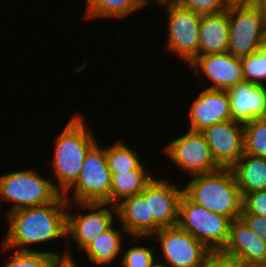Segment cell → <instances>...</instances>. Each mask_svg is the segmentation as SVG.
Returning a JSON list of instances; mask_svg holds the SVG:
<instances>
[{
  "mask_svg": "<svg viewBox=\"0 0 266 267\" xmlns=\"http://www.w3.org/2000/svg\"><path fill=\"white\" fill-rule=\"evenodd\" d=\"M52 181V177L44 178L36 169H22L0 175V205L2 200L14 203L7 214L52 202L61 194Z\"/></svg>",
  "mask_w": 266,
  "mask_h": 267,
  "instance_id": "cell-5",
  "label": "cell"
},
{
  "mask_svg": "<svg viewBox=\"0 0 266 267\" xmlns=\"http://www.w3.org/2000/svg\"><path fill=\"white\" fill-rule=\"evenodd\" d=\"M194 74H203L210 81L208 89L228 91L244 81L241 58L229 52L197 56L189 65Z\"/></svg>",
  "mask_w": 266,
  "mask_h": 267,
  "instance_id": "cell-14",
  "label": "cell"
},
{
  "mask_svg": "<svg viewBox=\"0 0 266 267\" xmlns=\"http://www.w3.org/2000/svg\"><path fill=\"white\" fill-rule=\"evenodd\" d=\"M205 267H250L239 258L220 251H210Z\"/></svg>",
  "mask_w": 266,
  "mask_h": 267,
  "instance_id": "cell-31",
  "label": "cell"
},
{
  "mask_svg": "<svg viewBox=\"0 0 266 267\" xmlns=\"http://www.w3.org/2000/svg\"><path fill=\"white\" fill-rule=\"evenodd\" d=\"M83 117L80 114L71 117L54 140L51 165L58 182L55 188L61 194L77 180L87 152L97 142Z\"/></svg>",
  "mask_w": 266,
  "mask_h": 267,
  "instance_id": "cell-3",
  "label": "cell"
},
{
  "mask_svg": "<svg viewBox=\"0 0 266 267\" xmlns=\"http://www.w3.org/2000/svg\"><path fill=\"white\" fill-rule=\"evenodd\" d=\"M212 156L220 168H231L245 153L243 123L233 119L201 131Z\"/></svg>",
  "mask_w": 266,
  "mask_h": 267,
  "instance_id": "cell-12",
  "label": "cell"
},
{
  "mask_svg": "<svg viewBox=\"0 0 266 267\" xmlns=\"http://www.w3.org/2000/svg\"><path fill=\"white\" fill-rule=\"evenodd\" d=\"M228 16L230 54L243 58L266 45V8L257 4H231Z\"/></svg>",
  "mask_w": 266,
  "mask_h": 267,
  "instance_id": "cell-4",
  "label": "cell"
},
{
  "mask_svg": "<svg viewBox=\"0 0 266 267\" xmlns=\"http://www.w3.org/2000/svg\"><path fill=\"white\" fill-rule=\"evenodd\" d=\"M231 4H257V0H228Z\"/></svg>",
  "mask_w": 266,
  "mask_h": 267,
  "instance_id": "cell-34",
  "label": "cell"
},
{
  "mask_svg": "<svg viewBox=\"0 0 266 267\" xmlns=\"http://www.w3.org/2000/svg\"><path fill=\"white\" fill-rule=\"evenodd\" d=\"M136 150L118 140L106 147V159L111 174L124 173L137 169L143 162Z\"/></svg>",
  "mask_w": 266,
  "mask_h": 267,
  "instance_id": "cell-24",
  "label": "cell"
},
{
  "mask_svg": "<svg viewBox=\"0 0 266 267\" xmlns=\"http://www.w3.org/2000/svg\"><path fill=\"white\" fill-rule=\"evenodd\" d=\"M229 35L228 9L202 15L199 25V56L228 52Z\"/></svg>",
  "mask_w": 266,
  "mask_h": 267,
  "instance_id": "cell-19",
  "label": "cell"
},
{
  "mask_svg": "<svg viewBox=\"0 0 266 267\" xmlns=\"http://www.w3.org/2000/svg\"><path fill=\"white\" fill-rule=\"evenodd\" d=\"M111 177L106 148L96 142L87 152L77 180L62 195L68 203L110 204Z\"/></svg>",
  "mask_w": 266,
  "mask_h": 267,
  "instance_id": "cell-6",
  "label": "cell"
},
{
  "mask_svg": "<svg viewBox=\"0 0 266 267\" xmlns=\"http://www.w3.org/2000/svg\"><path fill=\"white\" fill-rule=\"evenodd\" d=\"M142 163L137 169L111 174L110 205H116L123 199L140 194L155 178ZM147 169V170H146Z\"/></svg>",
  "mask_w": 266,
  "mask_h": 267,
  "instance_id": "cell-22",
  "label": "cell"
},
{
  "mask_svg": "<svg viewBox=\"0 0 266 267\" xmlns=\"http://www.w3.org/2000/svg\"><path fill=\"white\" fill-rule=\"evenodd\" d=\"M67 208L68 201L60 194L52 202L7 213V234L0 243L2 252L36 251L29 246L44 245L58 238H66Z\"/></svg>",
  "mask_w": 266,
  "mask_h": 267,
  "instance_id": "cell-1",
  "label": "cell"
},
{
  "mask_svg": "<svg viewBox=\"0 0 266 267\" xmlns=\"http://www.w3.org/2000/svg\"><path fill=\"white\" fill-rule=\"evenodd\" d=\"M242 212L266 217V190L255 191L243 198Z\"/></svg>",
  "mask_w": 266,
  "mask_h": 267,
  "instance_id": "cell-30",
  "label": "cell"
},
{
  "mask_svg": "<svg viewBox=\"0 0 266 267\" xmlns=\"http://www.w3.org/2000/svg\"><path fill=\"white\" fill-rule=\"evenodd\" d=\"M131 248H122V260L119 261L122 267H156V252L148 246H130ZM124 252V253H123Z\"/></svg>",
  "mask_w": 266,
  "mask_h": 267,
  "instance_id": "cell-28",
  "label": "cell"
},
{
  "mask_svg": "<svg viewBox=\"0 0 266 267\" xmlns=\"http://www.w3.org/2000/svg\"><path fill=\"white\" fill-rule=\"evenodd\" d=\"M240 218L266 243V217L249 212H242Z\"/></svg>",
  "mask_w": 266,
  "mask_h": 267,
  "instance_id": "cell-32",
  "label": "cell"
},
{
  "mask_svg": "<svg viewBox=\"0 0 266 267\" xmlns=\"http://www.w3.org/2000/svg\"><path fill=\"white\" fill-rule=\"evenodd\" d=\"M222 251L250 267L266 261V243L241 218L231 221L229 238Z\"/></svg>",
  "mask_w": 266,
  "mask_h": 267,
  "instance_id": "cell-16",
  "label": "cell"
},
{
  "mask_svg": "<svg viewBox=\"0 0 266 267\" xmlns=\"http://www.w3.org/2000/svg\"><path fill=\"white\" fill-rule=\"evenodd\" d=\"M245 153L266 158V118L243 123Z\"/></svg>",
  "mask_w": 266,
  "mask_h": 267,
  "instance_id": "cell-25",
  "label": "cell"
},
{
  "mask_svg": "<svg viewBox=\"0 0 266 267\" xmlns=\"http://www.w3.org/2000/svg\"><path fill=\"white\" fill-rule=\"evenodd\" d=\"M120 228L121 230L119 228L115 229L113 224L83 250L84 254L87 255L88 261L101 266L112 264L117 260V255L122 254L124 234L127 235L122 225Z\"/></svg>",
  "mask_w": 266,
  "mask_h": 267,
  "instance_id": "cell-21",
  "label": "cell"
},
{
  "mask_svg": "<svg viewBox=\"0 0 266 267\" xmlns=\"http://www.w3.org/2000/svg\"><path fill=\"white\" fill-rule=\"evenodd\" d=\"M257 5H261L266 8V0H257Z\"/></svg>",
  "mask_w": 266,
  "mask_h": 267,
  "instance_id": "cell-35",
  "label": "cell"
},
{
  "mask_svg": "<svg viewBox=\"0 0 266 267\" xmlns=\"http://www.w3.org/2000/svg\"><path fill=\"white\" fill-rule=\"evenodd\" d=\"M154 3L167 7L168 35L165 51L174 53L189 65L199 56V25L202 15L180 6L174 0H159Z\"/></svg>",
  "mask_w": 266,
  "mask_h": 267,
  "instance_id": "cell-8",
  "label": "cell"
},
{
  "mask_svg": "<svg viewBox=\"0 0 266 267\" xmlns=\"http://www.w3.org/2000/svg\"><path fill=\"white\" fill-rule=\"evenodd\" d=\"M64 255L55 256L51 261L49 267H78L76 259H73L72 253L70 250H63Z\"/></svg>",
  "mask_w": 266,
  "mask_h": 267,
  "instance_id": "cell-33",
  "label": "cell"
},
{
  "mask_svg": "<svg viewBox=\"0 0 266 267\" xmlns=\"http://www.w3.org/2000/svg\"><path fill=\"white\" fill-rule=\"evenodd\" d=\"M11 259L2 267H49L55 256L64 255L55 251H13Z\"/></svg>",
  "mask_w": 266,
  "mask_h": 267,
  "instance_id": "cell-27",
  "label": "cell"
},
{
  "mask_svg": "<svg viewBox=\"0 0 266 267\" xmlns=\"http://www.w3.org/2000/svg\"><path fill=\"white\" fill-rule=\"evenodd\" d=\"M231 219L190 201L184 194L179 201L177 226L190 233L211 251L226 246Z\"/></svg>",
  "mask_w": 266,
  "mask_h": 267,
  "instance_id": "cell-7",
  "label": "cell"
},
{
  "mask_svg": "<svg viewBox=\"0 0 266 267\" xmlns=\"http://www.w3.org/2000/svg\"><path fill=\"white\" fill-rule=\"evenodd\" d=\"M241 63L244 81L266 86V45L241 58Z\"/></svg>",
  "mask_w": 266,
  "mask_h": 267,
  "instance_id": "cell-26",
  "label": "cell"
},
{
  "mask_svg": "<svg viewBox=\"0 0 266 267\" xmlns=\"http://www.w3.org/2000/svg\"><path fill=\"white\" fill-rule=\"evenodd\" d=\"M183 194L193 203L232 221L240 218L243 210V197L231 168L193 175L183 186Z\"/></svg>",
  "mask_w": 266,
  "mask_h": 267,
  "instance_id": "cell-2",
  "label": "cell"
},
{
  "mask_svg": "<svg viewBox=\"0 0 266 267\" xmlns=\"http://www.w3.org/2000/svg\"><path fill=\"white\" fill-rule=\"evenodd\" d=\"M169 181L166 177H155L140 193L149 199L150 217H154V234L161 228L175 227L178 223L183 187Z\"/></svg>",
  "mask_w": 266,
  "mask_h": 267,
  "instance_id": "cell-13",
  "label": "cell"
},
{
  "mask_svg": "<svg viewBox=\"0 0 266 267\" xmlns=\"http://www.w3.org/2000/svg\"><path fill=\"white\" fill-rule=\"evenodd\" d=\"M228 95L234 121L266 118V86L243 81L229 89Z\"/></svg>",
  "mask_w": 266,
  "mask_h": 267,
  "instance_id": "cell-17",
  "label": "cell"
},
{
  "mask_svg": "<svg viewBox=\"0 0 266 267\" xmlns=\"http://www.w3.org/2000/svg\"><path fill=\"white\" fill-rule=\"evenodd\" d=\"M163 153L177 166V169L185 171L190 176L220 169L201 132L188 130L183 136L173 139L164 146Z\"/></svg>",
  "mask_w": 266,
  "mask_h": 267,
  "instance_id": "cell-11",
  "label": "cell"
},
{
  "mask_svg": "<svg viewBox=\"0 0 266 267\" xmlns=\"http://www.w3.org/2000/svg\"><path fill=\"white\" fill-rule=\"evenodd\" d=\"M147 3V0H86L83 19H120L144 8Z\"/></svg>",
  "mask_w": 266,
  "mask_h": 267,
  "instance_id": "cell-23",
  "label": "cell"
},
{
  "mask_svg": "<svg viewBox=\"0 0 266 267\" xmlns=\"http://www.w3.org/2000/svg\"><path fill=\"white\" fill-rule=\"evenodd\" d=\"M190 106L187 130L201 132L214 124L232 119L228 91L205 88Z\"/></svg>",
  "mask_w": 266,
  "mask_h": 267,
  "instance_id": "cell-15",
  "label": "cell"
},
{
  "mask_svg": "<svg viewBox=\"0 0 266 267\" xmlns=\"http://www.w3.org/2000/svg\"><path fill=\"white\" fill-rule=\"evenodd\" d=\"M231 170L243 198L266 190V158L244 153Z\"/></svg>",
  "mask_w": 266,
  "mask_h": 267,
  "instance_id": "cell-20",
  "label": "cell"
},
{
  "mask_svg": "<svg viewBox=\"0 0 266 267\" xmlns=\"http://www.w3.org/2000/svg\"><path fill=\"white\" fill-rule=\"evenodd\" d=\"M158 240L162 267H205L209 250L202 242L178 226L161 228L152 236Z\"/></svg>",
  "mask_w": 266,
  "mask_h": 267,
  "instance_id": "cell-9",
  "label": "cell"
},
{
  "mask_svg": "<svg viewBox=\"0 0 266 267\" xmlns=\"http://www.w3.org/2000/svg\"><path fill=\"white\" fill-rule=\"evenodd\" d=\"M116 206L118 223L126 230L127 236L148 238L154 235V217H150L149 199L141 194L127 197Z\"/></svg>",
  "mask_w": 266,
  "mask_h": 267,
  "instance_id": "cell-18",
  "label": "cell"
},
{
  "mask_svg": "<svg viewBox=\"0 0 266 267\" xmlns=\"http://www.w3.org/2000/svg\"><path fill=\"white\" fill-rule=\"evenodd\" d=\"M180 6L200 15L220 13L227 10L231 3L228 0H174Z\"/></svg>",
  "mask_w": 266,
  "mask_h": 267,
  "instance_id": "cell-29",
  "label": "cell"
},
{
  "mask_svg": "<svg viewBox=\"0 0 266 267\" xmlns=\"http://www.w3.org/2000/svg\"><path fill=\"white\" fill-rule=\"evenodd\" d=\"M74 207L89 211L88 213L83 214L82 212V214L75 213L76 215H74L70 213V210ZM114 217H117L116 206H110L109 203H68L66 212L67 237L69 236L68 238L71 237L74 242L76 241L77 248L83 251L101 233L116 222Z\"/></svg>",
  "mask_w": 266,
  "mask_h": 267,
  "instance_id": "cell-10",
  "label": "cell"
},
{
  "mask_svg": "<svg viewBox=\"0 0 266 267\" xmlns=\"http://www.w3.org/2000/svg\"><path fill=\"white\" fill-rule=\"evenodd\" d=\"M258 267H266V261L262 263L261 265H259Z\"/></svg>",
  "mask_w": 266,
  "mask_h": 267,
  "instance_id": "cell-36",
  "label": "cell"
},
{
  "mask_svg": "<svg viewBox=\"0 0 266 267\" xmlns=\"http://www.w3.org/2000/svg\"><path fill=\"white\" fill-rule=\"evenodd\" d=\"M156 1H159V0H147V2H156Z\"/></svg>",
  "mask_w": 266,
  "mask_h": 267,
  "instance_id": "cell-37",
  "label": "cell"
}]
</instances>
